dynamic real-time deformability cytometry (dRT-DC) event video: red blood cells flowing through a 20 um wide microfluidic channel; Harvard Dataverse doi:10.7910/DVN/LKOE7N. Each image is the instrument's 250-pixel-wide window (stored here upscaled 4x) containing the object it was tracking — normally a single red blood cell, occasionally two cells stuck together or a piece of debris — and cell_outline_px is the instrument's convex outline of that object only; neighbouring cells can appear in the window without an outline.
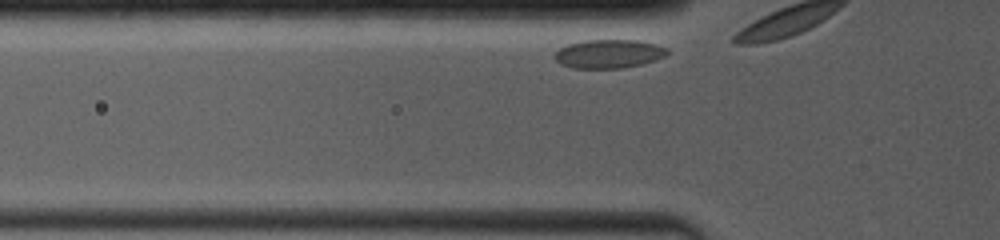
{"species": "common noctule bat (a hibernating species)", "species_latin": "Nyctalus noctula", "temperature_condition": "room temperature", "stored_images_in_passage": 4, "camera_frame_rate_fps": 4000, "um_per_image_px": 0.085, "animal": {"sex": "female", "body_mass_g": 19.0, "forearm_length_mm": 53.3}, "frame": {"image": 1, "passage_image": 2, "time_ms": 0.25, "image_size_px": [1000, 240], "cell_outline_px": [[668, 56], [644, 64], [620, 68], [572, 68], [560, 64], [556, 60], [556, 52], [560, 48], [568, 44], [584, 40], [636, 40], [656, 44], [668, 48]], "centroid_in_image_um": [51.79, 4.58], "position_along_channel_um": 74.0, "area_um2": 18.9}}